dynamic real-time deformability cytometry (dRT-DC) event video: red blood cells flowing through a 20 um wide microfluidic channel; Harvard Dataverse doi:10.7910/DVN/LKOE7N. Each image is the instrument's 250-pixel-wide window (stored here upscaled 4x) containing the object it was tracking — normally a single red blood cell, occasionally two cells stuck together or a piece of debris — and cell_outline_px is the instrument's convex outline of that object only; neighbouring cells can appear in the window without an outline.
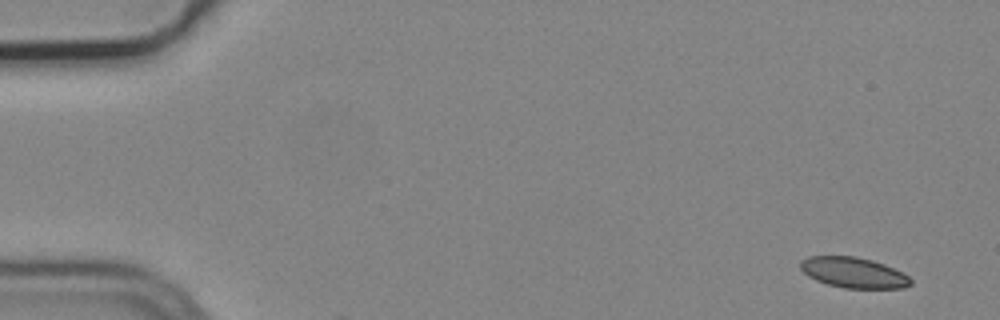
{"species": "common noctule bat (a hibernating species)", "species_latin": "Nyctalus noctula", "temperature_condition": "cold", "stored_images_in_passage": 5, "camera_frame_rate_fps": 3000, "um_per_image_px": 0.085, "animal": {"sex": "male", "body_mass_g": 19.2, "forearm_length_mm": 51.8}, "frame": {"image": 1, "passage_image": 1, "time_ms": 0.0, "image_size_px": [1000, 320], "cell_outline_px": [[912, 284], [904, 288], [844, 288], [828, 284], [816, 280], [808, 276], [800, 268], [800, 260], [808, 256], [856, 256], [872, 260], [884, 264], [904, 272], [912, 280]], "centroid_in_image_um": [72.57, 23.16], "position_along_channel_um": 12.4, "area_um2": 19.77}}
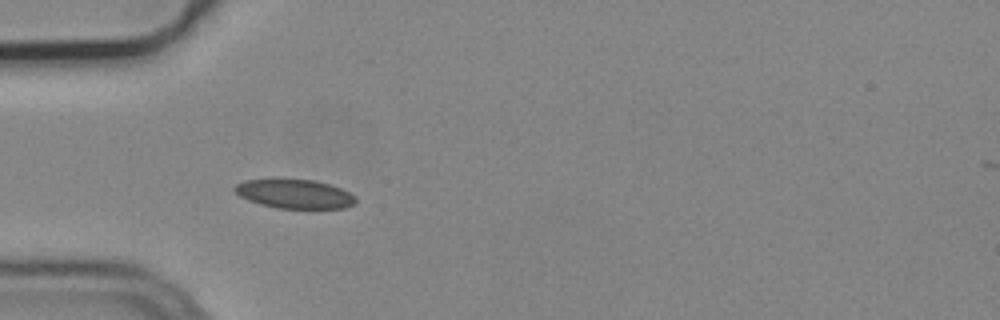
{"frame": {"image": 2, "passage_image": 5, "time_ms": 1.333, "image_size_px": [1000, 320], "cell_outline_px": [[356, 204], [344, 208], [276, 208], [260, 204], [248, 200], [240, 196], [232, 188], [236, 184], [244, 180], [312, 180], [328, 184], [340, 188], [356, 196]], "centroid_in_image_um": [25.05, 16.5], "position_along_channel_um": 60.0, "area_um2": 20.23}}